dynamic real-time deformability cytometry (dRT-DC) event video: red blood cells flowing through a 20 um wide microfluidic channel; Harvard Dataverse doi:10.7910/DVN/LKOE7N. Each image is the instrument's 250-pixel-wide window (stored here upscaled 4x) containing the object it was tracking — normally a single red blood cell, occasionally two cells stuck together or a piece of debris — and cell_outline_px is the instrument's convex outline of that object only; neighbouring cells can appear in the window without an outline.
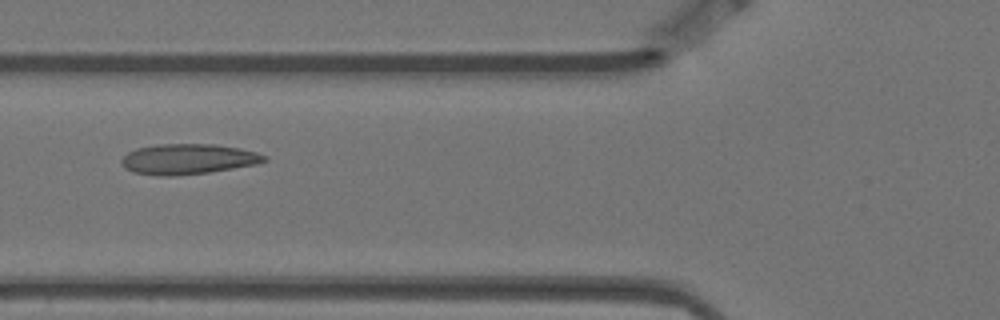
{"species": "Egyptian fruit bat (a non-hibernating species)", "species_latin": "Rousettus aegyptiacus", "temperature_condition": "warm", "stored_images_in_passage": 8, "camera_frame_rate_fps": 3000, "um_per_image_px": 0.085, "animal": {"sex": "female"}, "frame": {"image": 1, "passage_image": 6, "time_ms": 1.667, "image_size_px": [1000, 320], "cell_outline_px": [[268, 160], [256, 164], [208, 172], [176, 176], [160, 176], [132, 172], [124, 168], [120, 160], [128, 152], [136, 148], [156, 144], [216, 144], [240, 148], [256, 152], [268, 156]], "centroid_in_image_um": [15.97, 13.52], "position_along_channel_um": 109.8, "area_um2": 25.43}}
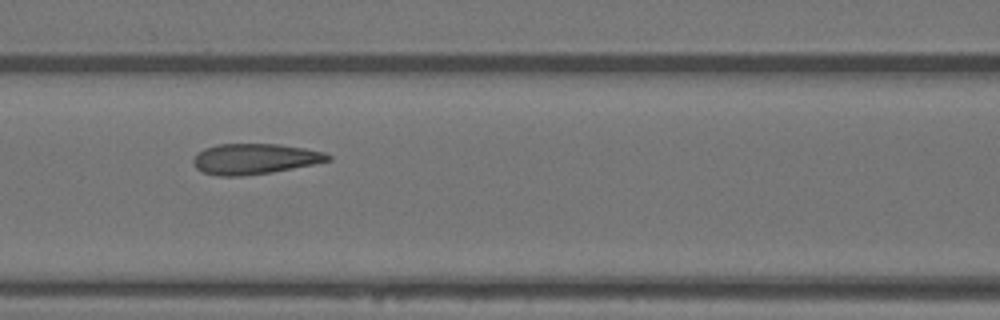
{"frame": {"image": 2, "passage_image": 7, "time_ms": 2.0, "image_size_px": [1000, 320], "cell_outline_px": [[332, 160], [272, 172], [240, 176], [216, 176], [204, 172], [196, 168], [192, 160], [196, 152], [204, 148], [216, 144], [280, 144], [304, 148], [324, 152], [332, 156]], "centroid_in_image_um": [21.61, 13.5], "position_along_channel_um": 145.0, "area_um2": 24.04}}
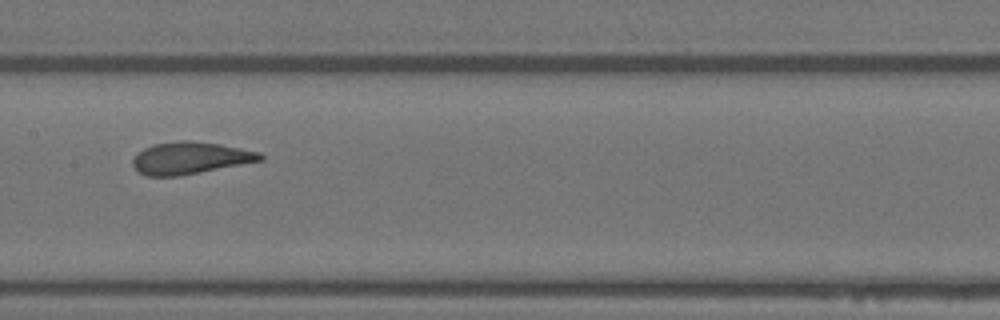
{"frame": {"image": 3, "passage_image": 8, "time_ms": 2.333, "image_size_px": [1000, 320], "cell_outline_px": [[264, 160], [180, 176], [148, 176], [140, 172], [132, 164], [132, 160], [144, 148], [156, 144], [180, 140], [192, 140], [220, 144], [260, 152], [264, 156]], "centroid_in_image_um": [16.21, 13.43], "position_along_channel_um": 191.2, "area_um2": 23.7}}